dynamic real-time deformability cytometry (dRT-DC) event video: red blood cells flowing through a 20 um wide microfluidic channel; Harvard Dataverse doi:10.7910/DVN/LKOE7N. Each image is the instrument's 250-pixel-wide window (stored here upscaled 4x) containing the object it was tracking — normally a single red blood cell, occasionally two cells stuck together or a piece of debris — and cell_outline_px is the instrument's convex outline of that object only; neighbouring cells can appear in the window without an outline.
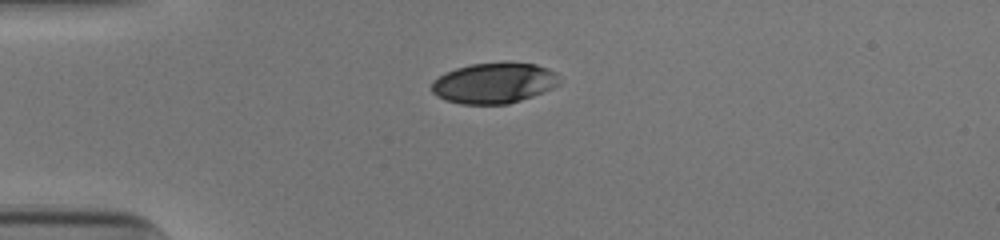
{"species": "human", "species_latin": "Homo sapiens", "temperature_condition": "cold", "stored_images_in_passage": 33, "camera_frame_rate_fps": 3000, "um_per_image_px": 0.085, "donor": {"sex": "male"}, "frame": {"image": 1, "passage_image": 1, "time_ms": 0.0, "image_size_px": [1000, 240], "cell_outline_px": [[560, 84], [544, 92], [508, 104], [460, 104], [444, 100], [436, 96], [432, 92], [432, 80], [444, 72], [456, 68], [472, 64], [536, 64], [548, 68], [556, 72]], "centroid_in_image_um": [41.95, 7.08], "position_along_channel_um": 43.0, "area_um2": 30.0}}
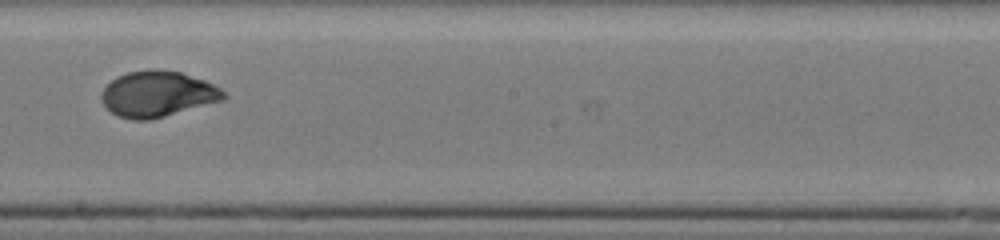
{"frame": {"image": 2, "passage_image": 18, "time_ms": 5.667, "image_size_px": [1000, 240], "cell_outline_px": [[228, 96], [224, 100], [152, 120], [132, 120], [120, 116], [112, 112], [104, 104], [100, 96], [100, 92], [116, 76], [128, 72], [156, 68], [180, 72], [204, 80], [220, 88]], "centroid_in_image_um": [13.4, 7.99], "position_along_channel_um": 234.8, "area_um2": 32.71}}
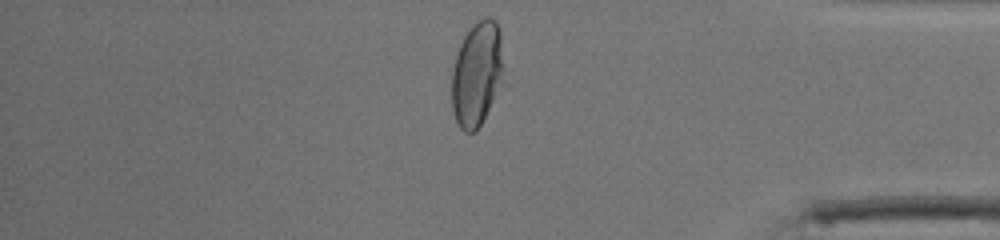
{"frame": {"image": 3, "passage_image": 32, "time_ms": 10.333, "image_size_px": [1000, 240], "cell_outline_px": [[508, 84], [476, 132], [464, 132], [460, 128], [456, 120], [452, 108], [452, 72], [456, 56], [460, 44], [464, 36], [472, 24], [476, 20], [484, 16], [488, 16], [496, 20], [500, 32]], "centroid_in_image_um": [40.64, 6.31], "position_along_channel_um": 394.6, "area_um2": 33.58}, "authors_computed_cell_mechanics": {"area_um2": 32.1946, "velocity_mm_per_s": 3.9124, "shape_relaxation_time_tau1_ms": 4.3958, "shape_relaxation_time_tau2_ms": 0.5794, "deformation_change_tau1": 0.1813, "deformation_change_tau2": 0.042}}